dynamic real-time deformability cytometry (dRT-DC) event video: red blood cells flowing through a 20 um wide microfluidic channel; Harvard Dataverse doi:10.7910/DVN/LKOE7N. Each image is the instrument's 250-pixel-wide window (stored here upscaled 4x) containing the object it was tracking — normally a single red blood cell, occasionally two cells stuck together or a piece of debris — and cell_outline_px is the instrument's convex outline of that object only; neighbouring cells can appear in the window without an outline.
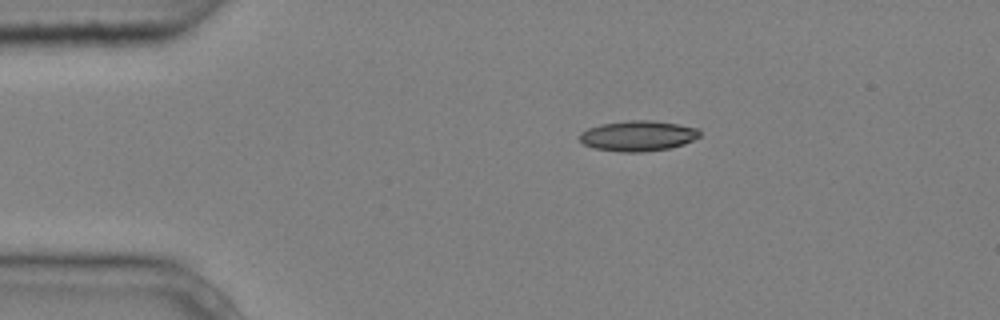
{"species": "common noctule bat (a hibernating species)", "species_latin": "Nyctalus noctula", "temperature_condition": "cold", "stored_images_in_passage": 6, "camera_frame_rate_fps": 3000, "um_per_image_px": 0.085, "animal": {"sex": "male", "body_mass_g": 20.4}, "frame": {"image": 1, "passage_image": 1, "time_ms": 0.0, "image_size_px": [1000, 320], "cell_outline_px": [[700, 136], [684, 144], [668, 148], [644, 152], [620, 152], [596, 148], [584, 144], [580, 140], [580, 132], [588, 128], [600, 124], [628, 120], [652, 120], [676, 124], [696, 128], [700, 132]], "centroid_in_image_um": [54.21, 11.54], "position_along_channel_um": 30.8, "area_um2": 21.15}}
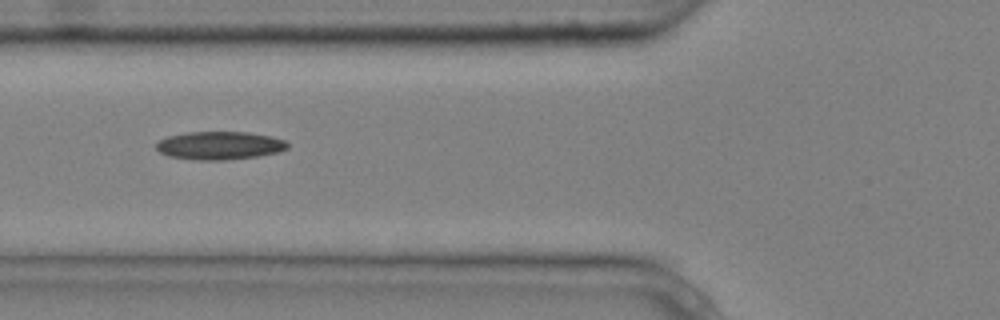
{"frame": {"image": 2, "passage_image": 4, "time_ms": 1.0, "image_size_px": [1000, 320], "cell_outline_px": [[288, 148], [280, 152], [256, 156], [228, 160], [192, 160], [168, 156], [160, 152], [156, 148], [156, 144], [160, 140], [168, 136], [188, 132], [248, 132], [272, 136], [284, 140], [288, 144]], "centroid_in_image_um": [18.67, 12.37], "position_along_channel_um": 107.1, "area_um2": 21.62}}